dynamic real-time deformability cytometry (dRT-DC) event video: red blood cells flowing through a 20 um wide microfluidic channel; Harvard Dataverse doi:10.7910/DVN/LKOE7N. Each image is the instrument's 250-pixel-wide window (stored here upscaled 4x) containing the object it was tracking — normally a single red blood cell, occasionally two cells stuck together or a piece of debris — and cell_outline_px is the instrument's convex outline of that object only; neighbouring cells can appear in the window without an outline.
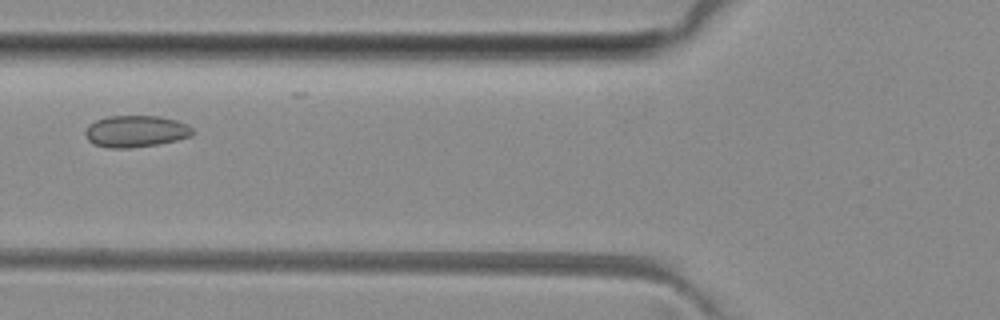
{"species": "common noctule bat (a hibernating species)", "species_latin": "Nyctalus noctula", "temperature_condition": "room temperature", "stored_images_in_passage": 5, "camera_frame_rate_fps": 3000, "um_per_image_px": 0.085, "animal": {"sex": "female", "body_mass_g": 29.2, "forearm_length_mm": 56.3}, "frame": {"image": 1, "passage_image": 5, "time_ms": 5.0, "image_size_px": [1000, 320], "cell_outline_px": [[196, 132], [192, 136], [176, 140], [156, 144], [128, 148], [108, 148], [92, 144], [84, 136], [84, 132], [88, 124], [96, 120], [108, 116], [160, 116], [176, 120], [188, 124]], "centroid_in_image_um": [11.53, 11.16], "position_along_channel_um": 114.3, "area_um2": 20.06}}